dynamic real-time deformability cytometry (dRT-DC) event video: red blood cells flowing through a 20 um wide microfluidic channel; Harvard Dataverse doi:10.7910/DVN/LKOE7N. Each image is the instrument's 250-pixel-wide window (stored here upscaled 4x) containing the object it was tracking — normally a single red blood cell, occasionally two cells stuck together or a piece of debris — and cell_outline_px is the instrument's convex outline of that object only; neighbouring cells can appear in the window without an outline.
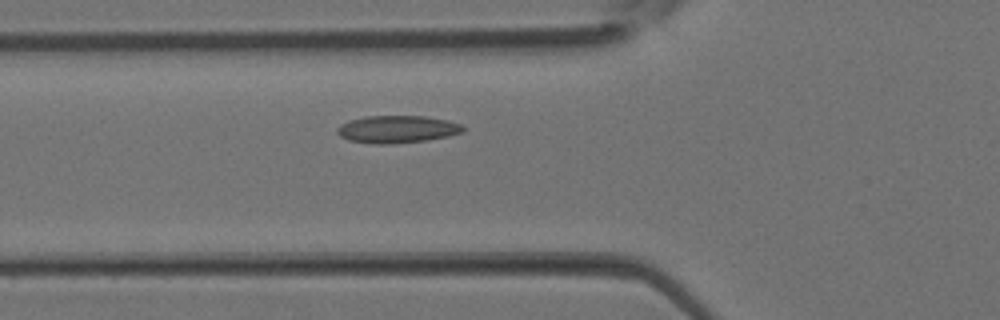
{"species": "Egyptian fruit bat (a non-hibernating species)", "species_latin": "Rousettus aegyptiacus", "temperature_condition": "room temperature", "stored_images_in_passage": 26, "camera_frame_rate_fps": 3000, "um_per_image_px": 0.085, "animal": {"sex": "female"}, "frame": {"image": 1, "passage_image": 5, "time_ms": 1.333, "image_size_px": [1000, 320], "cell_outline_px": [[468, 128], [464, 132], [448, 136], [428, 140], [388, 144], [376, 144], [348, 140], [340, 136], [336, 132], [336, 128], [340, 124], [348, 120], [364, 116], [424, 116], [448, 120], [460, 124]], "centroid_in_image_um": [33.76, 10.98], "position_along_channel_um": 92.0, "area_um2": 20.35}}
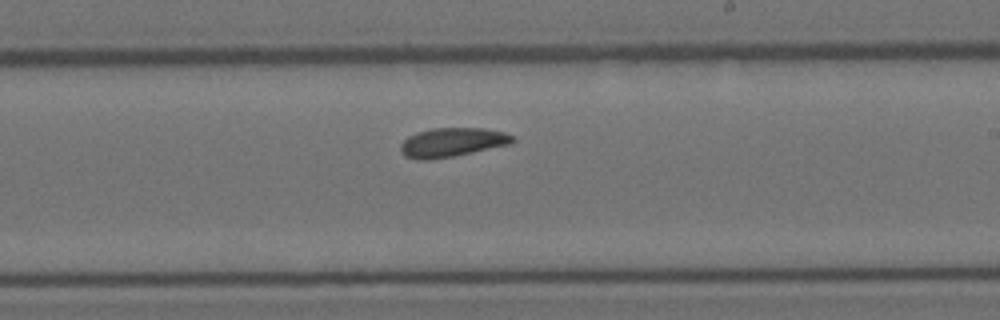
{"frame": {"image": 2, "passage_image": 14, "time_ms": 4.333, "image_size_px": [1000, 320], "cell_outline_px": [[516, 140], [512, 144], [452, 156], [428, 160], [416, 160], [404, 156], [400, 152], [400, 144], [408, 136], [416, 132], [432, 128], [484, 128], [504, 132], [512, 136]], "centroid_in_image_um": [38.4, 12.1], "position_along_channel_um": 250.6, "area_um2": 19.07}}
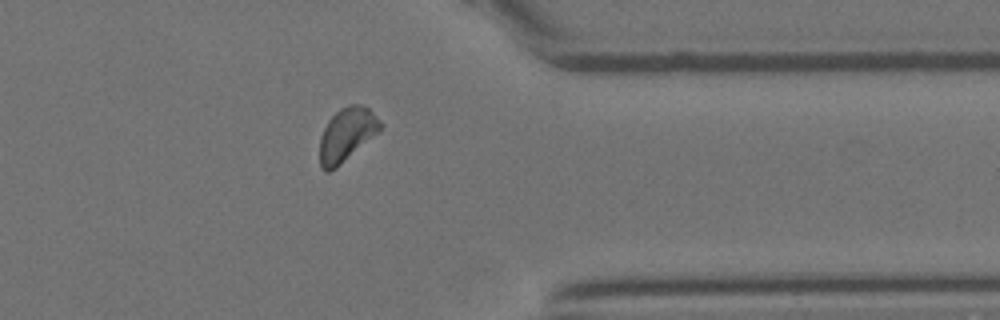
{"frame": {"image": 3, "passage_image": 22, "time_ms": 7.0, "image_size_px": [1000, 320], "cell_outline_px": [[384, 124], [376, 132], [336, 168], [328, 172], [324, 172], [320, 168], [320, 136], [328, 120], [340, 108], [348, 104], [360, 104], [368, 108]], "centroid_in_image_um": [29.42, 11.42], "position_along_channel_um": 382.0, "area_um2": 18.5}}